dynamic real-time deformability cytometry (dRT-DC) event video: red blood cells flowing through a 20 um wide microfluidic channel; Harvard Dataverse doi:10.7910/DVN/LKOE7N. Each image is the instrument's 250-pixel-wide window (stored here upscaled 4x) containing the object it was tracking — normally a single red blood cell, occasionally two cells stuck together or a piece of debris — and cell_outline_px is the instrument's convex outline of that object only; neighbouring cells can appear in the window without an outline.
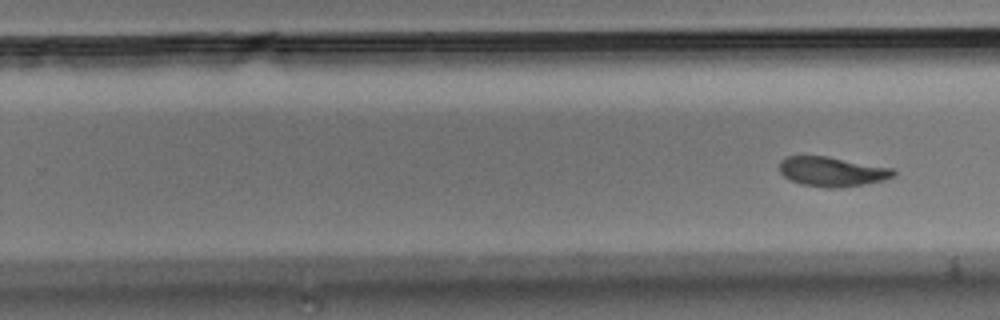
{"species": "Egyptian fruit bat (a non-hibernating species)", "species_latin": "Rousettus aegyptiacus", "temperature_condition": "room temperature", "stored_images_in_passage": 11, "camera_frame_rate_fps": 3000, "um_per_image_px": 0.085, "animal": {"sex": "male"}, "frame": {"image": 1, "passage_image": 11, "time_ms": 3.333, "image_size_px": [1000, 320], "cell_outline_px": [[896, 176], [884, 180], [864, 184], [840, 188], [828, 188], [800, 184], [784, 176], [780, 172], [780, 160], [784, 156], [828, 156], [896, 168]], "centroid_in_image_um": [70.78, 14.58], "position_along_channel_um": 259.0, "area_um2": 20.0}}